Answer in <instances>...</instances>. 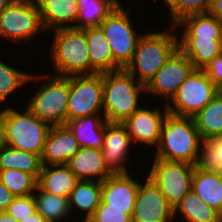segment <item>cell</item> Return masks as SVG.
<instances>
[{
  "instance_id": "42",
  "label": "cell",
  "mask_w": 222,
  "mask_h": 222,
  "mask_svg": "<svg viewBox=\"0 0 222 222\" xmlns=\"http://www.w3.org/2000/svg\"><path fill=\"white\" fill-rule=\"evenodd\" d=\"M14 0H0V14L1 12L9 6Z\"/></svg>"
},
{
  "instance_id": "30",
  "label": "cell",
  "mask_w": 222,
  "mask_h": 222,
  "mask_svg": "<svg viewBox=\"0 0 222 222\" xmlns=\"http://www.w3.org/2000/svg\"><path fill=\"white\" fill-rule=\"evenodd\" d=\"M78 18L75 28L98 27L116 8L111 0H77Z\"/></svg>"
},
{
  "instance_id": "41",
  "label": "cell",
  "mask_w": 222,
  "mask_h": 222,
  "mask_svg": "<svg viewBox=\"0 0 222 222\" xmlns=\"http://www.w3.org/2000/svg\"><path fill=\"white\" fill-rule=\"evenodd\" d=\"M0 222H18L11 215L7 214L5 211L0 212Z\"/></svg>"
},
{
  "instance_id": "18",
  "label": "cell",
  "mask_w": 222,
  "mask_h": 222,
  "mask_svg": "<svg viewBox=\"0 0 222 222\" xmlns=\"http://www.w3.org/2000/svg\"><path fill=\"white\" fill-rule=\"evenodd\" d=\"M132 175L112 174L101 182L102 201L108 204V207L128 208V214L131 216L140 184Z\"/></svg>"
},
{
  "instance_id": "27",
  "label": "cell",
  "mask_w": 222,
  "mask_h": 222,
  "mask_svg": "<svg viewBox=\"0 0 222 222\" xmlns=\"http://www.w3.org/2000/svg\"><path fill=\"white\" fill-rule=\"evenodd\" d=\"M33 197L35 200L36 211L47 222H66L71 219V209L69 198L61 197L40 190L37 186L34 190Z\"/></svg>"
},
{
  "instance_id": "38",
  "label": "cell",
  "mask_w": 222,
  "mask_h": 222,
  "mask_svg": "<svg viewBox=\"0 0 222 222\" xmlns=\"http://www.w3.org/2000/svg\"><path fill=\"white\" fill-rule=\"evenodd\" d=\"M14 195L11 191L2 183L0 179V212H4L9 204L13 201Z\"/></svg>"
},
{
  "instance_id": "13",
  "label": "cell",
  "mask_w": 222,
  "mask_h": 222,
  "mask_svg": "<svg viewBox=\"0 0 222 222\" xmlns=\"http://www.w3.org/2000/svg\"><path fill=\"white\" fill-rule=\"evenodd\" d=\"M193 70L192 62L178 48L145 85V93L160 96L165 99L162 104H167Z\"/></svg>"
},
{
  "instance_id": "4",
  "label": "cell",
  "mask_w": 222,
  "mask_h": 222,
  "mask_svg": "<svg viewBox=\"0 0 222 222\" xmlns=\"http://www.w3.org/2000/svg\"><path fill=\"white\" fill-rule=\"evenodd\" d=\"M168 27L166 31H145L137 43L132 60L126 66L132 76L144 85L178 49L179 32L175 31L174 25Z\"/></svg>"
},
{
  "instance_id": "11",
  "label": "cell",
  "mask_w": 222,
  "mask_h": 222,
  "mask_svg": "<svg viewBox=\"0 0 222 222\" xmlns=\"http://www.w3.org/2000/svg\"><path fill=\"white\" fill-rule=\"evenodd\" d=\"M152 166L147 171L151 179L174 208L189 191L192 190V180L196 165L186 162L167 161L153 158Z\"/></svg>"
},
{
  "instance_id": "33",
  "label": "cell",
  "mask_w": 222,
  "mask_h": 222,
  "mask_svg": "<svg viewBox=\"0 0 222 222\" xmlns=\"http://www.w3.org/2000/svg\"><path fill=\"white\" fill-rule=\"evenodd\" d=\"M170 11V25L191 14L208 13L212 0H161Z\"/></svg>"
},
{
  "instance_id": "28",
  "label": "cell",
  "mask_w": 222,
  "mask_h": 222,
  "mask_svg": "<svg viewBox=\"0 0 222 222\" xmlns=\"http://www.w3.org/2000/svg\"><path fill=\"white\" fill-rule=\"evenodd\" d=\"M42 166L40 155L2 144L0 149V170H20L29 173L37 180Z\"/></svg>"
},
{
  "instance_id": "29",
  "label": "cell",
  "mask_w": 222,
  "mask_h": 222,
  "mask_svg": "<svg viewBox=\"0 0 222 222\" xmlns=\"http://www.w3.org/2000/svg\"><path fill=\"white\" fill-rule=\"evenodd\" d=\"M193 119L202 140L222 136V96L217 93Z\"/></svg>"
},
{
  "instance_id": "34",
  "label": "cell",
  "mask_w": 222,
  "mask_h": 222,
  "mask_svg": "<svg viewBox=\"0 0 222 222\" xmlns=\"http://www.w3.org/2000/svg\"><path fill=\"white\" fill-rule=\"evenodd\" d=\"M197 165L206 171L219 172L222 170V136L202 140Z\"/></svg>"
},
{
  "instance_id": "9",
  "label": "cell",
  "mask_w": 222,
  "mask_h": 222,
  "mask_svg": "<svg viewBox=\"0 0 222 222\" xmlns=\"http://www.w3.org/2000/svg\"><path fill=\"white\" fill-rule=\"evenodd\" d=\"M130 16L132 15L128 8L125 10L123 6H116L98 26L110 45L114 62L120 68H126L130 63L137 43L144 33L136 32Z\"/></svg>"
},
{
  "instance_id": "36",
  "label": "cell",
  "mask_w": 222,
  "mask_h": 222,
  "mask_svg": "<svg viewBox=\"0 0 222 222\" xmlns=\"http://www.w3.org/2000/svg\"><path fill=\"white\" fill-rule=\"evenodd\" d=\"M5 212L11 215L18 222L33 214L36 212L33 194L14 197Z\"/></svg>"
},
{
  "instance_id": "12",
  "label": "cell",
  "mask_w": 222,
  "mask_h": 222,
  "mask_svg": "<svg viewBox=\"0 0 222 222\" xmlns=\"http://www.w3.org/2000/svg\"><path fill=\"white\" fill-rule=\"evenodd\" d=\"M90 115H103L102 73L69 76L67 120Z\"/></svg>"
},
{
  "instance_id": "40",
  "label": "cell",
  "mask_w": 222,
  "mask_h": 222,
  "mask_svg": "<svg viewBox=\"0 0 222 222\" xmlns=\"http://www.w3.org/2000/svg\"><path fill=\"white\" fill-rule=\"evenodd\" d=\"M19 222H47L37 211Z\"/></svg>"
},
{
  "instance_id": "46",
  "label": "cell",
  "mask_w": 222,
  "mask_h": 222,
  "mask_svg": "<svg viewBox=\"0 0 222 222\" xmlns=\"http://www.w3.org/2000/svg\"><path fill=\"white\" fill-rule=\"evenodd\" d=\"M219 174H220V176H221V179H222V170H221V171H219Z\"/></svg>"
},
{
  "instance_id": "25",
  "label": "cell",
  "mask_w": 222,
  "mask_h": 222,
  "mask_svg": "<svg viewBox=\"0 0 222 222\" xmlns=\"http://www.w3.org/2000/svg\"><path fill=\"white\" fill-rule=\"evenodd\" d=\"M101 200V182L97 180H79L69 197L71 212L73 215H75L74 212L78 210L81 212L79 214L84 215L80 216L84 217L82 218L83 220H81V222H87L96 211V208L99 206Z\"/></svg>"
},
{
  "instance_id": "10",
  "label": "cell",
  "mask_w": 222,
  "mask_h": 222,
  "mask_svg": "<svg viewBox=\"0 0 222 222\" xmlns=\"http://www.w3.org/2000/svg\"><path fill=\"white\" fill-rule=\"evenodd\" d=\"M218 93L217 87L201 69H194L166 104L169 114L194 117Z\"/></svg>"
},
{
  "instance_id": "19",
  "label": "cell",
  "mask_w": 222,
  "mask_h": 222,
  "mask_svg": "<svg viewBox=\"0 0 222 222\" xmlns=\"http://www.w3.org/2000/svg\"><path fill=\"white\" fill-rule=\"evenodd\" d=\"M46 30L75 28L78 18L77 0H35Z\"/></svg>"
},
{
  "instance_id": "45",
  "label": "cell",
  "mask_w": 222,
  "mask_h": 222,
  "mask_svg": "<svg viewBox=\"0 0 222 222\" xmlns=\"http://www.w3.org/2000/svg\"><path fill=\"white\" fill-rule=\"evenodd\" d=\"M3 142H2V137L0 135V149H1V146H2Z\"/></svg>"
},
{
  "instance_id": "17",
  "label": "cell",
  "mask_w": 222,
  "mask_h": 222,
  "mask_svg": "<svg viewBox=\"0 0 222 222\" xmlns=\"http://www.w3.org/2000/svg\"><path fill=\"white\" fill-rule=\"evenodd\" d=\"M80 149L67 125L51 126L41 154L42 165H67Z\"/></svg>"
},
{
  "instance_id": "15",
  "label": "cell",
  "mask_w": 222,
  "mask_h": 222,
  "mask_svg": "<svg viewBox=\"0 0 222 222\" xmlns=\"http://www.w3.org/2000/svg\"><path fill=\"white\" fill-rule=\"evenodd\" d=\"M133 147L136 148L123 123L107 122L105 124L101 151L104 163L112 174L131 173L127 162L130 160L132 154L129 152L134 150Z\"/></svg>"
},
{
  "instance_id": "21",
  "label": "cell",
  "mask_w": 222,
  "mask_h": 222,
  "mask_svg": "<svg viewBox=\"0 0 222 222\" xmlns=\"http://www.w3.org/2000/svg\"><path fill=\"white\" fill-rule=\"evenodd\" d=\"M79 179L67 165H45L37 179L40 190L69 198Z\"/></svg>"
},
{
  "instance_id": "37",
  "label": "cell",
  "mask_w": 222,
  "mask_h": 222,
  "mask_svg": "<svg viewBox=\"0 0 222 222\" xmlns=\"http://www.w3.org/2000/svg\"><path fill=\"white\" fill-rule=\"evenodd\" d=\"M203 70L218 88L222 84V52L216 56Z\"/></svg>"
},
{
  "instance_id": "6",
  "label": "cell",
  "mask_w": 222,
  "mask_h": 222,
  "mask_svg": "<svg viewBox=\"0 0 222 222\" xmlns=\"http://www.w3.org/2000/svg\"><path fill=\"white\" fill-rule=\"evenodd\" d=\"M45 78V79H44ZM42 81H41V80ZM35 94L29 99L27 108L50 126L66 125L69 99V77L52 73H31L27 84L38 82Z\"/></svg>"
},
{
  "instance_id": "7",
  "label": "cell",
  "mask_w": 222,
  "mask_h": 222,
  "mask_svg": "<svg viewBox=\"0 0 222 222\" xmlns=\"http://www.w3.org/2000/svg\"><path fill=\"white\" fill-rule=\"evenodd\" d=\"M48 62L58 76L90 74V58L85 33L81 28H60L53 30Z\"/></svg>"
},
{
  "instance_id": "35",
  "label": "cell",
  "mask_w": 222,
  "mask_h": 222,
  "mask_svg": "<svg viewBox=\"0 0 222 222\" xmlns=\"http://www.w3.org/2000/svg\"><path fill=\"white\" fill-rule=\"evenodd\" d=\"M87 222H132L128 208L108 207L102 200Z\"/></svg>"
},
{
  "instance_id": "44",
  "label": "cell",
  "mask_w": 222,
  "mask_h": 222,
  "mask_svg": "<svg viewBox=\"0 0 222 222\" xmlns=\"http://www.w3.org/2000/svg\"><path fill=\"white\" fill-rule=\"evenodd\" d=\"M217 89H218V94L222 96V84Z\"/></svg>"
},
{
  "instance_id": "1",
  "label": "cell",
  "mask_w": 222,
  "mask_h": 222,
  "mask_svg": "<svg viewBox=\"0 0 222 222\" xmlns=\"http://www.w3.org/2000/svg\"><path fill=\"white\" fill-rule=\"evenodd\" d=\"M174 27L184 29L177 33L178 48L189 58L194 69L203 70L222 52V22L211 14L185 16Z\"/></svg>"
},
{
  "instance_id": "39",
  "label": "cell",
  "mask_w": 222,
  "mask_h": 222,
  "mask_svg": "<svg viewBox=\"0 0 222 222\" xmlns=\"http://www.w3.org/2000/svg\"><path fill=\"white\" fill-rule=\"evenodd\" d=\"M208 13L222 22V0H212Z\"/></svg>"
},
{
  "instance_id": "23",
  "label": "cell",
  "mask_w": 222,
  "mask_h": 222,
  "mask_svg": "<svg viewBox=\"0 0 222 222\" xmlns=\"http://www.w3.org/2000/svg\"><path fill=\"white\" fill-rule=\"evenodd\" d=\"M106 123L104 115H90L67 120L66 125L73 132L80 148L101 150Z\"/></svg>"
},
{
  "instance_id": "3",
  "label": "cell",
  "mask_w": 222,
  "mask_h": 222,
  "mask_svg": "<svg viewBox=\"0 0 222 222\" xmlns=\"http://www.w3.org/2000/svg\"><path fill=\"white\" fill-rule=\"evenodd\" d=\"M102 83L103 115L107 122L123 123L143 105L139 99H143L145 85L126 68L103 72Z\"/></svg>"
},
{
  "instance_id": "43",
  "label": "cell",
  "mask_w": 222,
  "mask_h": 222,
  "mask_svg": "<svg viewBox=\"0 0 222 222\" xmlns=\"http://www.w3.org/2000/svg\"><path fill=\"white\" fill-rule=\"evenodd\" d=\"M116 6H122L123 3L121 4L120 0H111Z\"/></svg>"
},
{
  "instance_id": "22",
  "label": "cell",
  "mask_w": 222,
  "mask_h": 222,
  "mask_svg": "<svg viewBox=\"0 0 222 222\" xmlns=\"http://www.w3.org/2000/svg\"><path fill=\"white\" fill-rule=\"evenodd\" d=\"M88 43L90 74L103 73L120 67L114 62L110 45L99 27L82 28Z\"/></svg>"
},
{
  "instance_id": "2",
  "label": "cell",
  "mask_w": 222,
  "mask_h": 222,
  "mask_svg": "<svg viewBox=\"0 0 222 222\" xmlns=\"http://www.w3.org/2000/svg\"><path fill=\"white\" fill-rule=\"evenodd\" d=\"M202 138L193 117L168 114L153 158L197 165Z\"/></svg>"
},
{
  "instance_id": "14",
  "label": "cell",
  "mask_w": 222,
  "mask_h": 222,
  "mask_svg": "<svg viewBox=\"0 0 222 222\" xmlns=\"http://www.w3.org/2000/svg\"><path fill=\"white\" fill-rule=\"evenodd\" d=\"M142 182L137 190L132 222H174V208L160 188L148 177Z\"/></svg>"
},
{
  "instance_id": "26",
  "label": "cell",
  "mask_w": 222,
  "mask_h": 222,
  "mask_svg": "<svg viewBox=\"0 0 222 222\" xmlns=\"http://www.w3.org/2000/svg\"><path fill=\"white\" fill-rule=\"evenodd\" d=\"M179 216L185 222H222V215L192 190L174 207V219L179 221Z\"/></svg>"
},
{
  "instance_id": "5",
  "label": "cell",
  "mask_w": 222,
  "mask_h": 222,
  "mask_svg": "<svg viewBox=\"0 0 222 222\" xmlns=\"http://www.w3.org/2000/svg\"><path fill=\"white\" fill-rule=\"evenodd\" d=\"M50 128L27 107L24 112L12 105L0 110V135L9 147L41 156Z\"/></svg>"
},
{
  "instance_id": "31",
  "label": "cell",
  "mask_w": 222,
  "mask_h": 222,
  "mask_svg": "<svg viewBox=\"0 0 222 222\" xmlns=\"http://www.w3.org/2000/svg\"><path fill=\"white\" fill-rule=\"evenodd\" d=\"M31 73L16 69L15 66L0 60V106L6 103V99L12 96L28 82Z\"/></svg>"
},
{
  "instance_id": "16",
  "label": "cell",
  "mask_w": 222,
  "mask_h": 222,
  "mask_svg": "<svg viewBox=\"0 0 222 222\" xmlns=\"http://www.w3.org/2000/svg\"><path fill=\"white\" fill-rule=\"evenodd\" d=\"M164 105L165 109L155 105L153 110L142 105L123 122L131 136L133 145L137 146L140 143V145L144 144L149 148L158 146L164 120L169 114L166 104Z\"/></svg>"
},
{
  "instance_id": "20",
  "label": "cell",
  "mask_w": 222,
  "mask_h": 222,
  "mask_svg": "<svg viewBox=\"0 0 222 222\" xmlns=\"http://www.w3.org/2000/svg\"><path fill=\"white\" fill-rule=\"evenodd\" d=\"M67 166L79 180L102 182L112 173L104 163L102 151L94 148H80Z\"/></svg>"
},
{
  "instance_id": "24",
  "label": "cell",
  "mask_w": 222,
  "mask_h": 222,
  "mask_svg": "<svg viewBox=\"0 0 222 222\" xmlns=\"http://www.w3.org/2000/svg\"><path fill=\"white\" fill-rule=\"evenodd\" d=\"M192 191L208 206L222 215V179L219 172L206 171L196 165Z\"/></svg>"
},
{
  "instance_id": "32",
  "label": "cell",
  "mask_w": 222,
  "mask_h": 222,
  "mask_svg": "<svg viewBox=\"0 0 222 222\" xmlns=\"http://www.w3.org/2000/svg\"><path fill=\"white\" fill-rule=\"evenodd\" d=\"M0 179L15 197L31 195L37 186L32 175L16 169L0 170Z\"/></svg>"
},
{
  "instance_id": "8",
  "label": "cell",
  "mask_w": 222,
  "mask_h": 222,
  "mask_svg": "<svg viewBox=\"0 0 222 222\" xmlns=\"http://www.w3.org/2000/svg\"><path fill=\"white\" fill-rule=\"evenodd\" d=\"M43 31L35 0H14L0 14V37L16 45L36 39Z\"/></svg>"
}]
</instances>
